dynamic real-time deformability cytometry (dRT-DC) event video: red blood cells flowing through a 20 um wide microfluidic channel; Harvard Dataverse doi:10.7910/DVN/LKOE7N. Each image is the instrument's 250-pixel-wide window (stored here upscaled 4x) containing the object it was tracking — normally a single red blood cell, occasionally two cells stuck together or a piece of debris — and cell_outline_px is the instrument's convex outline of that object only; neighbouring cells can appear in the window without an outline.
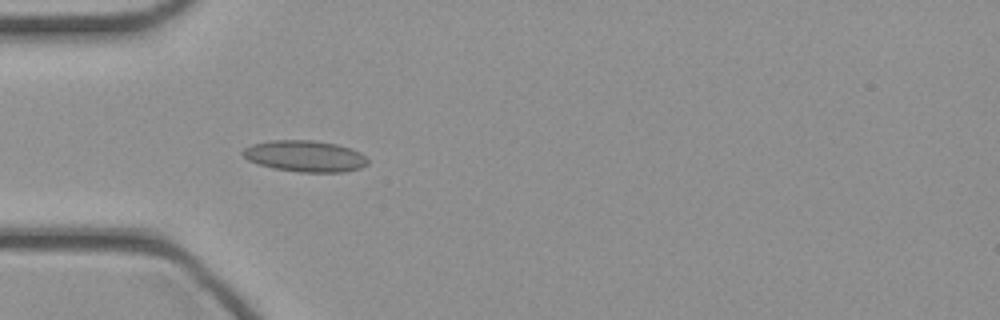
{"species": "common noctule bat (a hibernating species)", "species_latin": "Nyctalus noctula", "temperature_condition": "cold", "stored_images_in_passage": 45, "camera_frame_rate_fps": 3000, "um_per_image_px": 0.085, "animal": {"sex": "female", "body_mass_g": 21.9}, "frame": {"image": 1, "passage_image": 13, "time_ms": 4.0, "image_size_px": [1000, 320], "cell_outline_px": [[368, 164], [360, 168], [344, 172], [300, 172], [272, 168], [248, 160], [240, 152], [244, 148], [252, 144], [272, 140], [312, 140], [336, 144], [352, 148], [360, 152], [368, 160]], "centroid_in_image_um": [25.93, 13.27], "position_along_channel_um": 59.1, "area_um2": 22.83}}
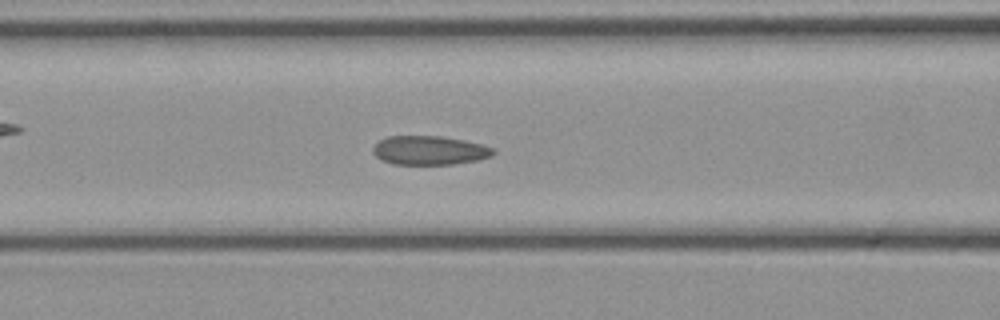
{"frame": {"image": 2, "passage_image": 18, "time_ms": 5.667, "image_size_px": [1000, 320], "cell_outline_px": [[496, 152], [492, 156], [480, 160], [452, 164], [392, 164], [380, 160], [372, 152], [372, 148], [380, 140], [388, 136], [444, 136], [484, 144], [496, 148]], "centroid_in_image_um": [36.55, 12.78], "position_along_channel_um": 130.0, "area_um2": 20.63}}
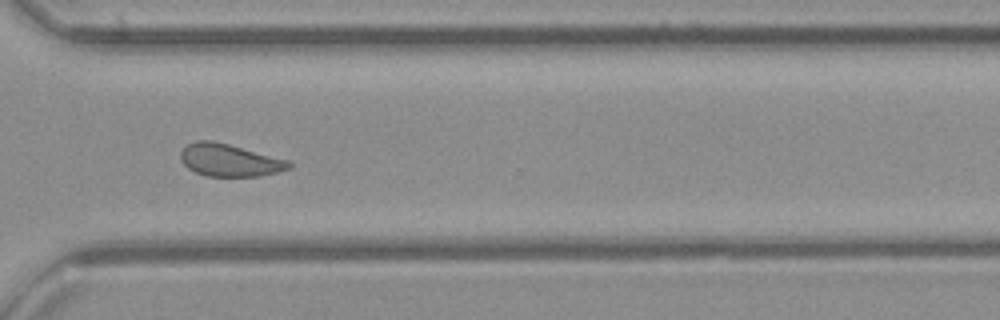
{"frame": {"image": 3, "passage_image": 33, "time_ms": 10.667, "image_size_px": [1000, 320], "cell_outline_px": [[292, 164], [288, 168], [276, 172], [260, 176], [208, 176], [196, 172], [188, 168], [180, 160], [180, 152], [188, 144], [196, 140], [212, 140], [292, 160]], "centroid_in_image_um": [19.52, 13.6], "position_along_channel_um": 351.1, "area_um2": 20.52}}